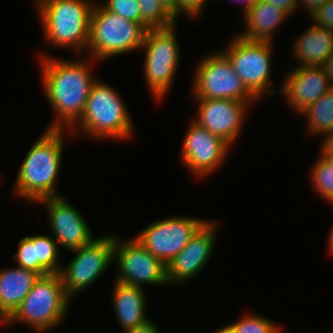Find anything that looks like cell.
I'll use <instances>...</instances> for the list:
<instances>
[{
  "mask_svg": "<svg viewBox=\"0 0 333 333\" xmlns=\"http://www.w3.org/2000/svg\"><path fill=\"white\" fill-rule=\"evenodd\" d=\"M43 55L39 53L42 88L56 116L48 129L69 130L83 114L90 89L97 80L90 71V64L94 63L87 58L64 60Z\"/></svg>",
  "mask_w": 333,
  "mask_h": 333,
  "instance_id": "1",
  "label": "cell"
},
{
  "mask_svg": "<svg viewBox=\"0 0 333 333\" xmlns=\"http://www.w3.org/2000/svg\"><path fill=\"white\" fill-rule=\"evenodd\" d=\"M46 129L27 152L13 184L14 195L29 203L61 196L56 185L62 166L64 133L68 131Z\"/></svg>",
  "mask_w": 333,
  "mask_h": 333,
  "instance_id": "2",
  "label": "cell"
},
{
  "mask_svg": "<svg viewBox=\"0 0 333 333\" xmlns=\"http://www.w3.org/2000/svg\"><path fill=\"white\" fill-rule=\"evenodd\" d=\"M117 93L113 87L97 78L90 89L83 114L68 130L71 131L70 135L77 132L96 141L131 139L134 124L125 101Z\"/></svg>",
  "mask_w": 333,
  "mask_h": 333,
  "instance_id": "3",
  "label": "cell"
},
{
  "mask_svg": "<svg viewBox=\"0 0 333 333\" xmlns=\"http://www.w3.org/2000/svg\"><path fill=\"white\" fill-rule=\"evenodd\" d=\"M45 41L58 49L87 50L93 0H35ZM38 9V10H37Z\"/></svg>",
  "mask_w": 333,
  "mask_h": 333,
  "instance_id": "4",
  "label": "cell"
},
{
  "mask_svg": "<svg viewBox=\"0 0 333 333\" xmlns=\"http://www.w3.org/2000/svg\"><path fill=\"white\" fill-rule=\"evenodd\" d=\"M146 32L147 29L141 23L124 19L95 2L90 16L87 54H91L90 59L98 62L140 51Z\"/></svg>",
  "mask_w": 333,
  "mask_h": 333,
  "instance_id": "5",
  "label": "cell"
},
{
  "mask_svg": "<svg viewBox=\"0 0 333 333\" xmlns=\"http://www.w3.org/2000/svg\"><path fill=\"white\" fill-rule=\"evenodd\" d=\"M70 305L71 298L65 292L59 273L40 276L23 302L3 324H26L36 333H43L60 325Z\"/></svg>",
  "mask_w": 333,
  "mask_h": 333,
  "instance_id": "6",
  "label": "cell"
},
{
  "mask_svg": "<svg viewBox=\"0 0 333 333\" xmlns=\"http://www.w3.org/2000/svg\"><path fill=\"white\" fill-rule=\"evenodd\" d=\"M176 23L167 28L148 29L140 50L145 52V80L152 97L163 100L171 89L179 65L180 46Z\"/></svg>",
  "mask_w": 333,
  "mask_h": 333,
  "instance_id": "7",
  "label": "cell"
},
{
  "mask_svg": "<svg viewBox=\"0 0 333 333\" xmlns=\"http://www.w3.org/2000/svg\"><path fill=\"white\" fill-rule=\"evenodd\" d=\"M222 52L228 57L245 87L258 99L272 89L273 42L252 41L234 35Z\"/></svg>",
  "mask_w": 333,
  "mask_h": 333,
  "instance_id": "8",
  "label": "cell"
},
{
  "mask_svg": "<svg viewBox=\"0 0 333 333\" xmlns=\"http://www.w3.org/2000/svg\"><path fill=\"white\" fill-rule=\"evenodd\" d=\"M192 81V99L259 100L245 87L221 50L208 54L197 63Z\"/></svg>",
  "mask_w": 333,
  "mask_h": 333,
  "instance_id": "9",
  "label": "cell"
},
{
  "mask_svg": "<svg viewBox=\"0 0 333 333\" xmlns=\"http://www.w3.org/2000/svg\"><path fill=\"white\" fill-rule=\"evenodd\" d=\"M115 235L106 233L79 249L70 251L75 255L67 266L61 267L59 274L65 292L71 299L100 280L99 278L112 266Z\"/></svg>",
  "mask_w": 333,
  "mask_h": 333,
  "instance_id": "10",
  "label": "cell"
},
{
  "mask_svg": "<svg viewBox=\"0 0 333 333\" xmlns=\"http://www.w3.org/2000/svg\"><path fill=\"white\" fill-rule=\"evenodd\" d=\"M202 219L171 216L153 222L133 237L154 257L168 265L207 221Z\"/></svg>",
  "mask_w": 333,
  "mask_h": 333,
  "instance_id": "11",
  "label": "cell"
},
{
  "mask_svg": "<svg viewBox=\"0 0 333 333\" xmlns=\"http://www.w3.org/2000/svg\"><path fill=\"white\" fill-rule=\"evenodd\" d=\"M118 238L115 235L114 263L118 266V273L114 280L137 287H144L142 285L145 284L168 285L166 265L160 259L154 257L134 237L124 242Z\"/></svg>",
  "mask_w": 333,
  "mask_h": 333,
  "instance_id": "12",
  "label": "cell"
},
{
  "mask_svg": "<svg viewBox=\"0 0 333 333\" xmlns=\"http://www.w3.org/2000/svg\"><path fill=\"white\" fill-rule=\"evenodd\" d=\"M181 149V162L189 172L198 177L208 176L226 161L231 145L221 137L189 122Z\"/></svg>",
  "mask_w": 333,
  "mask_h": 333,
  "instance_id": "13",
  "label": "cell"
},
{
  "mask_svg": "<svg viewBox=\"0 0 333 333\" xmlns=\"http://www.w3.org/2000/svg\"><path fill=\"white\" fill-rule=\"evenodd\" d=\"M218 227V223L207 219L188 244L166 265V279L170 286L192 280L207 266L217 240Z\"/></svg>",
  "mask_w": 333,
  "mask_h": 333,
  "instance_id": "14",
  "label": "cell"
},
{
  "mask_svg": "<svg viewBox=\"0 0 333 333\" xmlns=\"http://www.w3.org/2000/svg\"><path fill=\"white\" fill-rule=\"evenodd\" d=\"M67 200L61 195L48 197L37 203L47 210L54 240L70 252L88 244L94 237L81 212Z\"/></svg>",
  "mask_w": 333,
  "mask_h": 333,
  "instance_id": "15",
  "label": "cell"
},
{
  "mask_svg": "<svg viewBox=\"0 0 333 333\" xmlns=\"http://www.w3.org/2000/svg\"><path fill=\"white\" fill-rule=\"evenodd\" d=\"M193 101L198 106L196 110L198 114L192 120L230 145L240 137L246 111L249 106L251 107V103H255L230 99H195Z\"/></svg>",
  "mask_w": 333,
  "mask_h": 333,
  "instance_id": "16",
  "label": "cell"
},
{
  "mask_svg": "<svg viewBox=\"0 0 333 333\" xmlns=\"http://www.w3.org/2000/svg\"><path fill=\"white\" fill-rule=\"evenodd\" d=\"M285 76L279 90L296 114L333 88L322 67H296Z\"/></svg>",
  "mask_w": 333,
  "mask_h": 333,
  "instance_id": "17",
  "label": "cell"
},
{
  "mask_svg": "<svg viewBox=\"0 0 333 333\" xmlns=\"http://www.w3.org/2000/svg\"><path fill=\"white\" fill-rule=\"evenodd\" d=\"M113 284L112 307L123 332L148 322L150 319L146 313L147 297L144 288L127 285L116 280Z\"/></svg>",
  "mask_w": 333,
  "mask_h": 333,
  "instance_id": "18",
  "label": "cell"
},
{
  "mask_svg": "<svg viewBox=\"0 0 333 333\" xmlns=\"http://www.w3.org/2000/svg\"><path fill=\"white\" fill-rule=\"evenodd\" d=\"M40 275L19 266L0 270V323L19 307Z\"/></svg>",
  "mask_w": 333,
  "mask_h": 333,
  "instance_id": "19",
  "label": "cell"
},
{
  "mask_svg": "<svg viewBox=\"0 0 333 333\" xmlns=\"http://www.w3.org/2000/svg\"><path fill=\"white\" fill-rule=\"evenodd\" d=\"M309 28V29H308ZM293 40V57L297 67H321L333 53V32L314 23Z\"/></svg>",
  "mask_w": 333,
  "mask_h": 333,
  "instance_id": "20",
  "label": "cell"
},
{
  "mask_svg": "<svg viewBox=\"0 0 333 333\" xmlns=\"http://www.w3.org/2000/svg\"><path fill=\"white\" fill-rule=\"evenodd\" d=\"M243 18L245 29L239 32V37L252 41L272 42L276 30L289 16L275 5L259 0L243 14Z\"/></svg>",
  "mask_w": 333,
  "mask_h": 333,
  "instance_id": "21",
  "label": "cell"
},
{
  "mask_svg": "<svg viewBox=\"0 0 333 333\" xmlns=\"http://www.w3.org/2000/svg\"><path fill=\"white\" fill-rule=\"evenodd\" d=\"M301 115L306 116V129L311 136L333 132V88L303 110L299 117Z\"/></svg>",
  "mask_w": 333,
  "mask_h": 333,
  "instance_id": "22",
  "label": "cell"
},
{
  "mask_svg": "<svg viewBox=\"0 0 333 333\" xmlns=\"http://www.w3.org/2000/svg\"><path fill=\"white\" fill-rule=\"evenodd\" d=\"M320 156L311 169L312 187L320 197L333 205V160Z\"/></svg>",
  "mask_w": 333,
  "mask_h": 333,
  "instance_id": "23",
  "label": "cell"
},
{
  "mask_svg": "<svg viewBox=\"0 0 333 333\" xmlns=\"http://www.w3.org/2000/svg\"><path fill=\"white\" fill-rule=\"evenodd\" d=\"M140 5L142 25L148 29L167 28L175 19L163 8L159 0H137Z\"/></svg>",
  "mask_w": 333,
  "mask_h": 333,
  "instance_id": "24",
  "label": "cell"
},
{
  "mask_svg": "<svg viewBox=\"0 0 333 333\" xmlns=\"http://www.w3.org/2000/svg\"><path fill=\"white\" fill-rule=\"evenodd\" d=\"M17 252L13 255L16 266L32 270L40 276H46L50 273L37 260L36 235L24 236L19 240Z\"/></svg>",
  "mask_w": 333,
  "mask_h": 333,
  "instance_id": "25",
  "label": "cell"
},
{
  "mask_svg": "<svg viewBox=\"0 0 333 333\" xmlns=\"http://www.w3.org/2000/svg\"><path fill=\"white\" fill-rule=\"evenodd\" d=\"M235 333H282L280 324L274 323L265 316L245 313L235 322L229 324Z\"/></svg>",
  "mask_w": 333,
  "mask_h": 333,
  "instance_id": "26",
  "label": "cell"
},
{
  "mask_svg": "<svg viewBox=\"0 0 333 333\" xmlns=\"http://www.w3.org/2000/svg\"><path fill=\"white\" fill-rule=\"evenodd\" d=\"M59 249L58 243L52 236L36 235L37 260L50 274L60 273L62 266L58 264Z\"/></svg>",
  "mask_w": 333,
  "mask_h": 333,
  "instance_id": "27",
  "label": "cell"
},
{
  "mask_svg": "<svg viewBox=\"0 0 333 333\" xmlns=\"http://www.w3.org/2000/svg\"><path fill=\"white\" fill-rule=\"evenodd\" d=\"M106 10L124 19L142 24L140 5L137 0H106L100 3Z\"/></svg>",
  "mask_w": 333,
  "mask_h": 333,
  "instance_id": "28",
  "label": "cell"
},
{
  "mask_svg": "<svg viewBox=\"0 0 333 333\" xmlns=\"http://www.w3.org/2000/svg\"><path fill=\"white\" fill-rule=\"evenodd\" d=\"M310 17L315 25L326 27L333 32V0H328Z\"/></svg>",
  "mask_w": 333,
  "mask_h": 333,
  "instance_id": "29",
  "label": "cell"
},
{
  "mask_svg": "<svg viewBox=\"0 0 333 333\" xmlns=\"http://www.w3.org/2000/svg\"><path fill=\"white\" fill-rule=\"evenodd\" d=\"M206 2L207 0H179V16L181 13L190 18L200 16Z\"/></svg>",
  "mask_w": 333,
  "mask_h": 333,
  "instance_id": "30",
  "label": "cell"
},
{
  "mask_svg": "<svg viewBox=\"0 0 333 333\" xmlns=\"http://www.w3.org/2000/svg\"><path fill=\"white\" fill-rule=\"evenodd\" d=\"M283 10L289 17L299 7L296 0H263Z\"/></svg>",
  "mask_w": 333,
  "mask_h": 333,
  "instance_id": "31",
  "label": "cell"
},
{
  "mask_svg": "<svg viewBox=\"0 0 333 333\" xmlns=\"http://www.w3.org/2000/svg\"><path fill=\"white\" fill-rule=\"evenodd\" d=\"M320 154L333 160V132L324 135L323 144H321Z\"/></svg>",
  "mask_w": 333,
  "mask_h": 333,
  "instance_id": "32",
  "label": "cell"
},
{
  "mask_svg": "<svg viewBox=\"0 0 333 333\" xmlns=\"http://www.w3.org/2000/svg\"><path fill=\"white\" fill-rule=\"evenodd\" d=\"M298 6H303L304 10L308 11V15H312L328 0H296Z\"/></svg>",
  "mask_w": 333,
  "mask_h": 333,
  "instance_id": "33",
  "label": "cell"
},
{
  "mask_svg": "<svg viewBox=\"0 0 333 333\" xmlns=\"http://www.w3.org/2000/svg\"><path fill=\"white\" fill-rule=\"evenodd\" d=\"M163 8L175 19L177 22L179 17V0H159Z\"/></svg>",
  "mask_w": 333,
  "mask_h": 333,
  "instance_id": "34",
  "label": "cell"
},
{
  "mask_svg": "<svg viewBox=\"0 0 333 333\" xmlns=\"http://www.w3.org/2000/svg\"><path fill=\"white\" fill-rule=\"evenodd\" d=\"M125 333H159V328L157 327V324L149 320L145 324L135 327Z\"/></svg>",
  "mask_w": 333,
  "mask_h": 333,
  "instance_id": "35",
  "label": "cell"
},
{
  "mask_svg": "<svg viewBox=\"0 0 333 333\" xmlns=\"http://www.w3.org/2000/svg\"><path fill=\"white\" fill-rule=\"evenodd\" d=\"M325 74L329 77L333 87V53L321 66Z\"/></svg>",
  "mask_w": 333,
  "mask_h": 333,
  "instance_id": "36",
  "label": "cell"
},
{
  "mask_svg": "<svg viewBox=\"0 0 333 333\" xmlns=\"http://www.w3.org/2000/svg\"><path fill=\"white\" fill-rule=\"evenodd\" d=\"M234 1V0H233ZM243 4V13L245 14L251 7H253L259 0H236L235 2Z\"/></svg>",
  "mask_w": 333,
  "mask_h": 333,
  "instance_id": "37",
  "label": "cell"
},
{
  "mask_svg": "<svg viewBox=\"0 0 333 333\" xmlns=\"http://www.w3.org/2000/svg\"><path fill=\"white\" fill-rule=\"evenodd\" d=\"M327 250L331 255H333V227L331 228L330 235L328 237V242H327Z\"/></svg>",
  "mask_w": 333,
  "mask_h": 333,
  "instance_id": "38",
  "label": "cell"
},
{
  "mask_svg": "<svg viewBox=\"0 0 333 333\" xmlns=\"http://www.w3.org/2000/svg\"><path fill=\"white\" fill-rule=\"evenodd\" d=\"M213 333H235L233 328L227 324L226 326H222V328L220 327L219 329L216 330V332Z\"/></svg>",
  "mask_w": 333,
  "mask_h": 333,
  "instance_id": "39",
  "label": "cell"
}]
</instances>
